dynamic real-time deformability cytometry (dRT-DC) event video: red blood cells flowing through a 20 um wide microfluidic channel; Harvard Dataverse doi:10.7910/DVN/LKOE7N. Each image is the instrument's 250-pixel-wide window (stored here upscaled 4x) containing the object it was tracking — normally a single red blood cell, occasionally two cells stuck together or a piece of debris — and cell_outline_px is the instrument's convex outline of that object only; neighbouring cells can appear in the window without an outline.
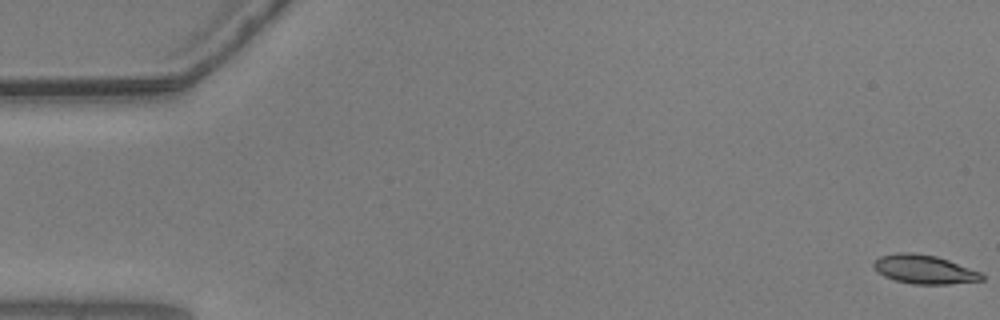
{"species": "common noctule bat (a hibernating species)", "species_latin": "Nyctalus noctula", "temperature_condition": "warm", "stored_images_in_passage": 10, "camera_frame_rate_fps": 3000, "um_per_image_px": 0.085, "animal": {"sex": "male", "body_mass_g": 20.5, "forearm_length_mm": 52.5}, "frame": {"image": 1, "passage_image": 1, "time_ms": 0.0, "image_size_px": [1000, 320], "cell_outline_px": [[984, 280], [948, 284], [912, 284], [896, 280], [884, 276], [876, 272], [872, 268], [872, 264], [880, 256], [896, 252], [912, 252], [936, 256], [984, 272]], "centroid_in_image_um": [78.57, 22.89], "position_along_channel_um": 6.4, "area_um2": 18.44}}